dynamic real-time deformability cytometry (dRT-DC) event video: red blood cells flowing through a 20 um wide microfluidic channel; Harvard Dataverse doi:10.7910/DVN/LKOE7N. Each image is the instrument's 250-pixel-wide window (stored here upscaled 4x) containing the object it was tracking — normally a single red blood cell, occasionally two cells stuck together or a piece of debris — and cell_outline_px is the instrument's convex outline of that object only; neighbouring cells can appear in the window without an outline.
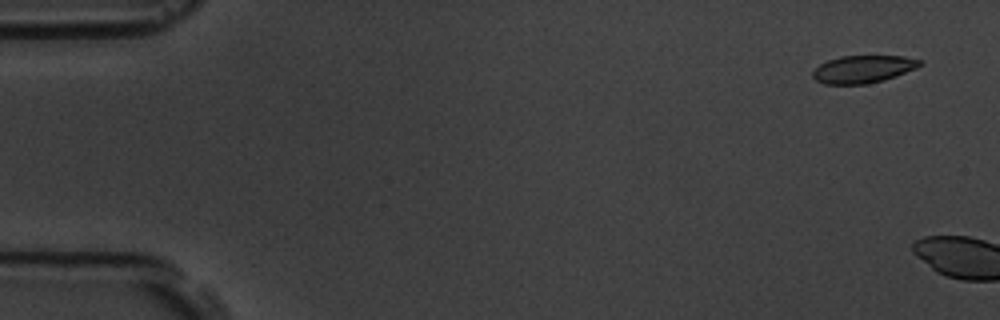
{"species": "common noctule bat (a hibernating species)", "species_latin": "Nyctalus noctula", "temperature_condition": "room temperature", "stored_images_in_passage": 2, "camera_frame_rate_fps": 3000, "um_per_image_px": 0.085, "animal": {"sex": "male", "body_mass_g": 19.5, "forearm_length_mm": 54.6}, "frame": {"image": 1, "passage_image": 1, "time_ms": 0.0, "image_size_px": [1000, 320], "cell_outline_px": [[924, 64], [916, 68], [896, 76], [884, 80], [868, 84], [824, 84], [816, 80], [812, 76], [812, 72], [820, 64], [828, 60], [840, 56], [904, 56], [924, 60]], "centroid_in_image_um": [73.4, 5.87], "position_along_channel_um": 11.6, "area_um2": 17.34}}